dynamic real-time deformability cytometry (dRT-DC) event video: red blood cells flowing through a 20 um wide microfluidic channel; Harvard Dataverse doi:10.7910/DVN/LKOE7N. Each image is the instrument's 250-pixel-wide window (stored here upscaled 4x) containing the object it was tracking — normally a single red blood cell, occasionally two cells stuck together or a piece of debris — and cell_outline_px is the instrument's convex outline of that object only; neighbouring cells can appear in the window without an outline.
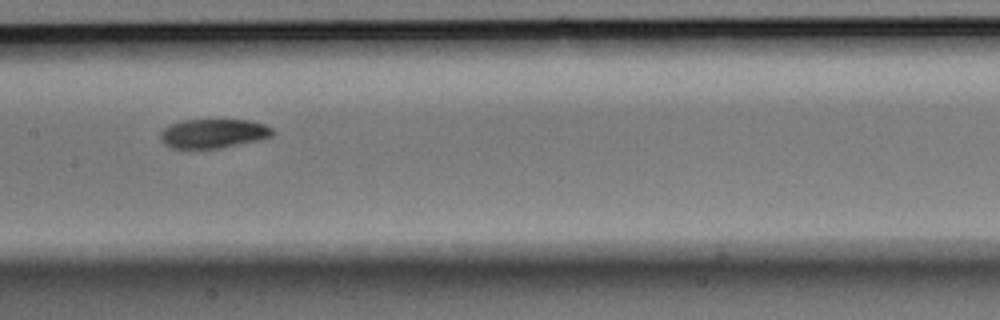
{"species": "Egyptian fruit bat (a non-hibernating species)", "species_latin": "Rousettus aegyptiacus", "temperature_condition": "room temperature", "stored_images_in_passage": 9, "camera_frame_rate_fps": 3000, "um_per_image_px": 0.085, "animal": {"sex": "male"}, "frame": {"image": 1, "passage_image": 7, "time_ms": 2.0, "image_size_px": [1000, 320], "cell_outline_px": [[272, 136], [256, 140], [220, 148], [172, 148], [164, 144], [160, 140], [160, 132], [164, 128], [172, 124], [184, 120], [248, 120], [264, 124], [272, 128]], "centroid_in_image_um": [18.09, 11.34], "position_along_channel_um": 189.3, "area_um2": 18.79}}
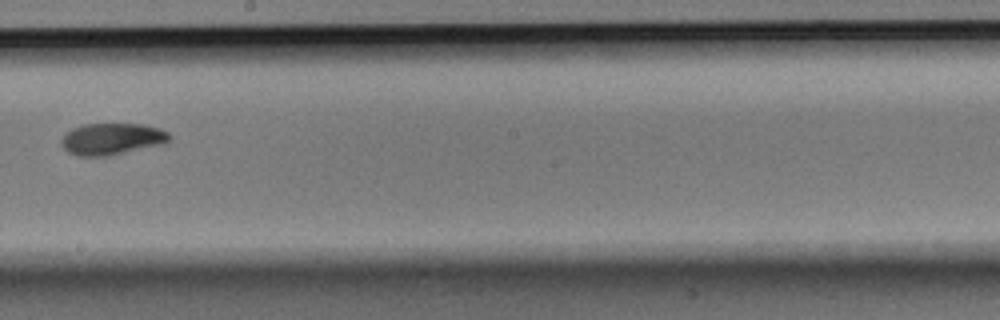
{"frame": {"image": 2, "passage_image": 8, "time_ms": 2.333, "image_size_px": [1000, 320], "cell_outline_px": [[172, 136], [164, 144], [108, 156], [76, 156], [68, 152], [60, 144], [60, 140], [64, 132], [72, 128], [84, 124], [144, 124], [160, 128], [168, 132]], "centroid_in_image_um": [9.49, 11.81], "position_along_channel_um": 238.7, "area_um2": 20.23}}
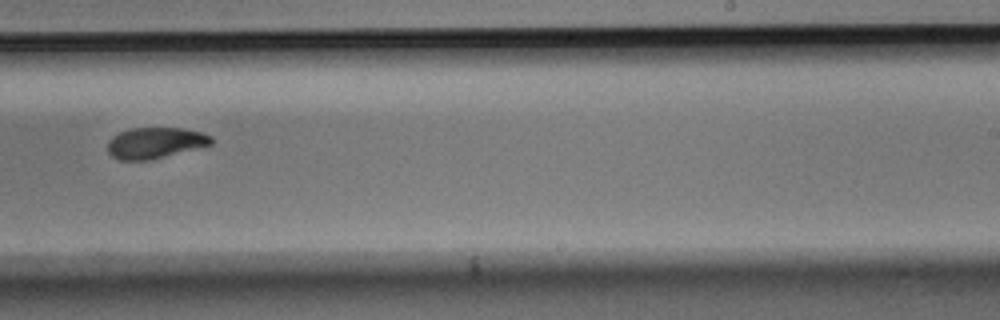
{"frame": {"image": 3, "passage_image": 9, "time_ms": 2.667, "image_size_px": [1000, 320], "cell_outline_px": [[212, 144], [148, 160], [120, 160], [112, 156], [108, 152], [108, 140], [112, 136], [120, 132], [132, 128], [184, 128], [200, 132], [212, 136]], "centroid_in_image_um": [13.16, 12.13], "position_along_channel_um": 275.8, "area_um2": 18.5}}